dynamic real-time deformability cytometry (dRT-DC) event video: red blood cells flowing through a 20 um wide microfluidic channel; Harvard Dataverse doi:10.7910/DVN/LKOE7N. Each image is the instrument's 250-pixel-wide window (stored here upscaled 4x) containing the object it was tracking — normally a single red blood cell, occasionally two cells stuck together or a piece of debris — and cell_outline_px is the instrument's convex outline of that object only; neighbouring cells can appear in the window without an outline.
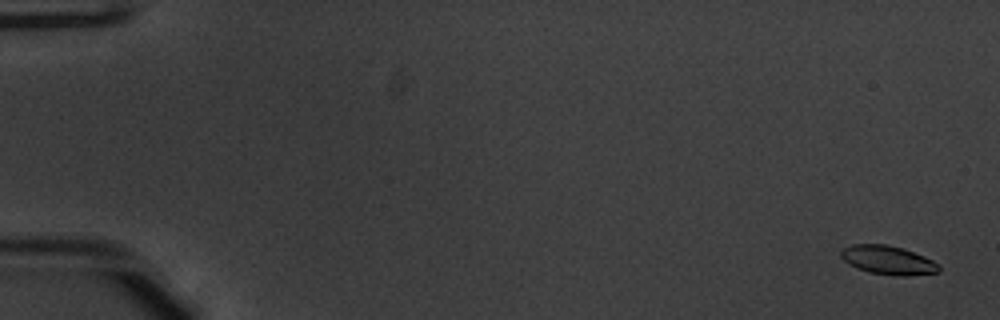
{"species": "common noctule bat (a hibernating species)", "species_latin": "Nyctalus noctula", "temperature_condition": "warm", "stored_images_in_passage": 54, "camera_frame_rate_fps": 3000, "um_per_image_px": 0.085, "animal": {"sex": "male", "body_mass_g": 20.1, "forearm_length_mm": 53.5}, "frame": {"image": 1, "passage_image": 3, "time_ms": 0.667, "image_size_px": [1000, 320], "cell_outline_px": [[940, 272], [908, 276], [900, 276], [868, 272], [856, 268], [848, 264], [840, 256], [840, 252], [844, 248], [852, 244], [888, 244], [904, 248], [924, 256], [940, 264]], "centroid_in_image_um": [75.5, 22.11], "position_along_channel_um": 9.5, "area_um2": 16.65}}
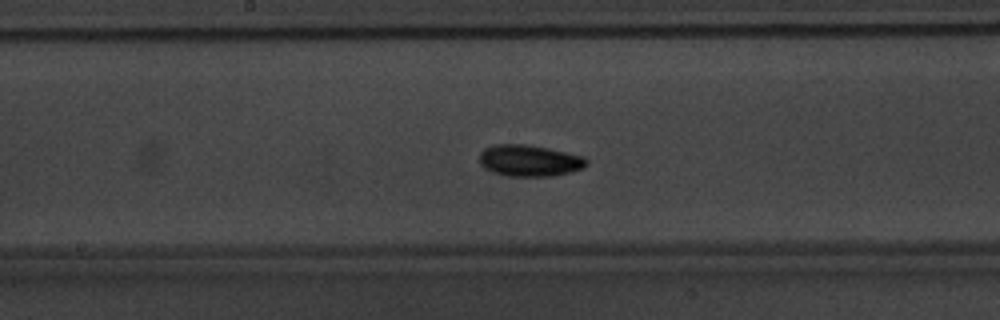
{"frame": {"image": 2, "passage_image": 30, "time_ms": 9.667, "image_size_px": [1000, 320], "cell_outline_px": [[588, 164], [584, 168], [572, 172], [552, 176], [508, 176], [492, 172], [484, 168], [480, 164], [480, 152], [484, 148], [492, 144], [528, 144], [548, 148], [584, 156], [588, 160]], "centroid_in_image_um": [45.01, 13.65], "position_along_channel_um": 203.2, "area_um2": 19.94}}
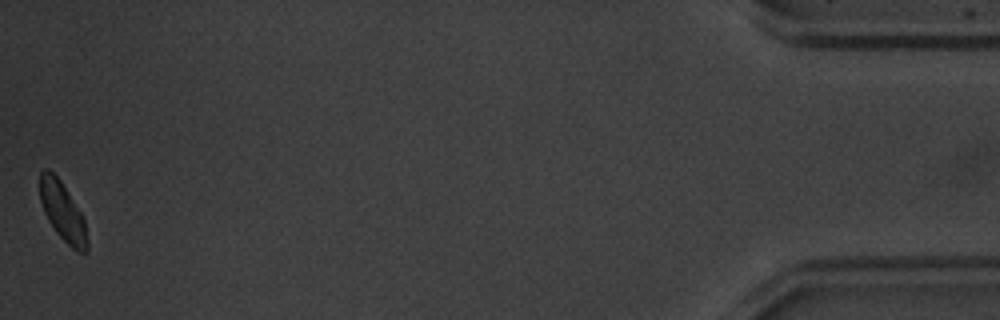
{"frame": {"image": 3, "passage_image": 54, "time_ms": 17.667, "image_size_px": [1000, 320], "cell_outline_px": [[88, 252], [76, 252], [56, 232], [48, 220], [44, 212], [40, 200], [40, 172], [44, 168], [48, 168], [60, 180], [84, 216], [88, 240]], "centroid_in_image_um": [5.34, 18.0], "position_along_channel_um": 429.9, "area_um2": 16.3}}